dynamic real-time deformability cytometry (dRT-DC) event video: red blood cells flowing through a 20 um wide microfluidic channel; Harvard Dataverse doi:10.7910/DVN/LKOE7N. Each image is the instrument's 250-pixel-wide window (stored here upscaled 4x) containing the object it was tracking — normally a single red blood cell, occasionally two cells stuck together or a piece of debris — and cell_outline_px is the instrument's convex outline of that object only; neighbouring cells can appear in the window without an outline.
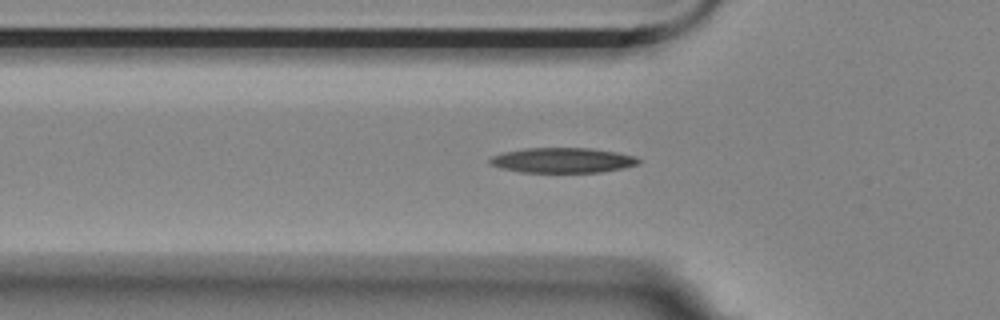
{"species": "Egyptian fruit bat (a non-hibernating species)", "species_latin": "Rousettus aegyptiacus", "temperature_condition": "room temperature", "stored_images_in_passage": 53, "camera_frame_rate_fps": 3000, "um_per_image_px": 0.085, "animal": {"sex": "female"}, "frame": {"image": 1, "passage_image": 17, "time_ms": 5.333, "image_size_px": [1000, 320], "cell_outline_px": [[640, 160], [636, 164], [620, 168], [600, 172], [520, 172], [500, 168], [492, 164], [488, 160], [492, 156], [504, 152], [524, 148], [592, 148], [616, 152], [632, 156]], "centroid_in_image_um": [47.75, 13.62], "position_along_channel_um": 78.0, "area_um2": 21.44}}
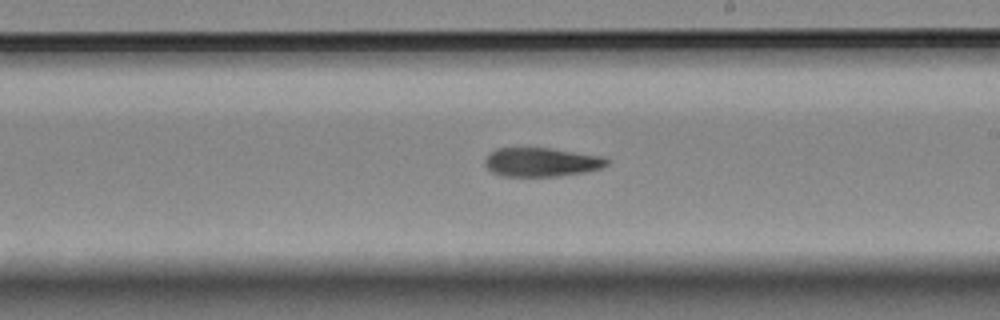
{"frame": {"image": 2, "passage_image": 31, "time_ms": 10.0, "image_size_px": [1000, 320], "cell_outline_px": [[608, 164], [600, 168], [580, 172], [556, 176], [500, 176], [492, 172], [484, 164], [484, 160], [488, 152], [496, 148], [552, 148], [604, 156], [608, 160]], "centroid_in_image_um": [45.97, 13.76], "position_along_channel_um": 243.0, "area_um2": 20.58}}
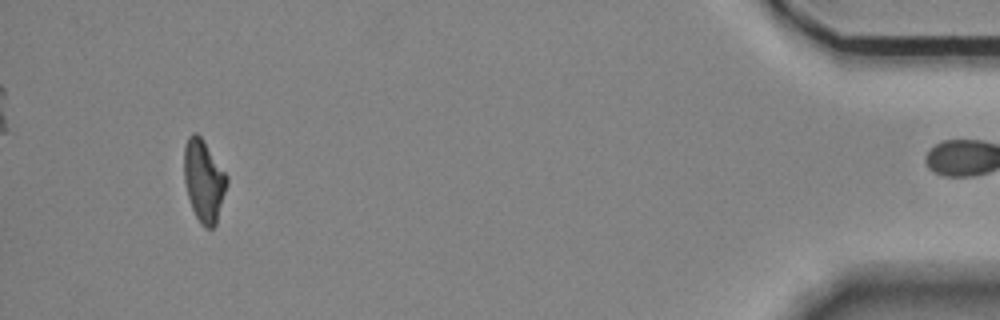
{"frame": {"image": 3, "passage_image": 52, "time_ms": 17.0, "image_size_px": [1000, 320], "cell_outline_px": [[228, 184], [216, 224], [212, 228], [204, 228], [200, 224], [192, 208], [188, 196], [184, 180], [184, 148], [188, 136], [192, 132], [196, 132], [200, 136], [228, 176]], "centroid_in_image_um": [17.33, 15.37], "position_along_channel_um": 417.9, "area_um2": 20.46}}